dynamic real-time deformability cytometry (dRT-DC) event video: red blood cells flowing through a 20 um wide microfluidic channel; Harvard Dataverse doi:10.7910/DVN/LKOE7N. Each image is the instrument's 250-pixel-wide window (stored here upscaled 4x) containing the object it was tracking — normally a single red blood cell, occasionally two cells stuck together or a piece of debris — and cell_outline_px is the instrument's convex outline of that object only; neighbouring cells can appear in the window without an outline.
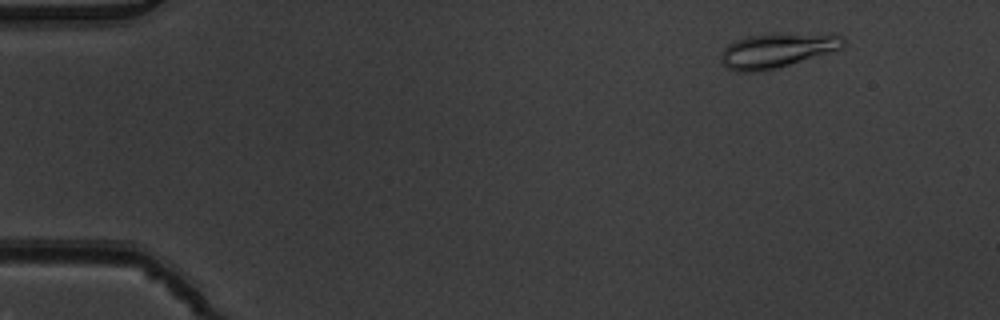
{"species": "common noctule bat (a hibernating species)", "species_latin": "Nyctalus noctula", "temperature_condition": "warm", "stored_images_in_passage": 4, "camera_frame_rate_fps": 3000, "um_per_image_px": 0.085, "animal": {"sex": "male", "body_mass_g": 19.5, "forearm_length_mm": 54.6}, "frame": {"image": 1, "passage_image": 2, "time_ms": 0.333, "image_size_px": [1000, 320], "cell_outline_px": [[844, 44], [840, 48], [776, 68], [756, 72], [740, 72], [728, 68], [720, 60], [720, 52], [728, 44], [736, 40], [748, 36], [772, 32], [844, 36]], "centroid_in_image_um": [65.95, 4.27], "position_along_channel_um": 19.1, "area_um2": 24.28}}